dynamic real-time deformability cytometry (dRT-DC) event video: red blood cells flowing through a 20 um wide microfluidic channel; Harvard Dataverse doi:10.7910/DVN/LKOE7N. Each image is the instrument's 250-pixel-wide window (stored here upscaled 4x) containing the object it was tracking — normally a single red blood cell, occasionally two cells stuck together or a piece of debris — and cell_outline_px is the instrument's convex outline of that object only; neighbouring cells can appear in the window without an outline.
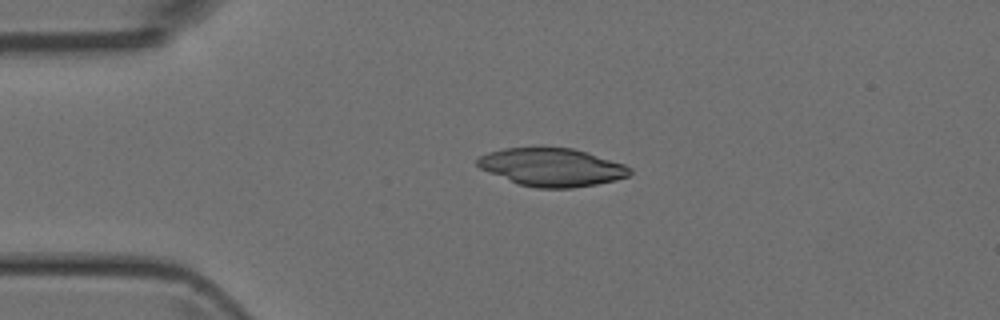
{"species": "Egyptian fruit bat (a non-hibernating species)", "species_latin": "Rousettus aegyptiacus", "temperature_condition": "room temperature", "stored_images_in_passage": 1, "camera_frame_rate_fps": 3000, "um_per_image_px": 0.085, "animal": {"sex": "female"}, "frame": {"image": 1, "passage_image": 1, "time_ms": 0.0, "image_size_px": [1000, 320], "cell_outline_px": [[632, 172], [628, 176], [616, 180], [596, 184], [572, 188], [536, 188], [516, 184], [488, 172], [480, 168], [476, 164], [476, 160], [480, 156], [488, 152], [504, 148], [572, 148], [588, 152], [624, 164], [632, 168]], "centroid_in_image_um": [46.9, 14.22], "position_along_channel_um": 38.1, "area_um2": 33.87}}